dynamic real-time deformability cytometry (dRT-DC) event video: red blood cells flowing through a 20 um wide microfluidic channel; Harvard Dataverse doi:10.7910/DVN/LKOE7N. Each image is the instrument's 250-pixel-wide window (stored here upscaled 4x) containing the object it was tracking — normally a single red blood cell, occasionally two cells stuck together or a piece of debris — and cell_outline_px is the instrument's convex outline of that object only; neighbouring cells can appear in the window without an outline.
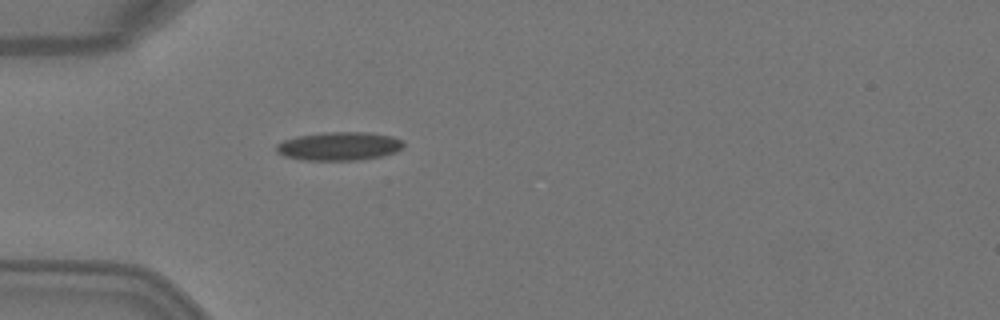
{"species": "Egyptian fruit bat (a non-hibernating species)", "species_latin": "Rousettus aegyptiacus", "temperature_condition": "warm", "stored_images_in_passage": 1, "camera_frame_rate_fps": 3000, "um_per_image_px": 0.085, "animal": {"sex": "female"}, "frame": {"image": 1, "passage_image": 1, "time_ms": 0.0, "image_size_px": [1000, 320], "cell_outline_px": [[404, 148], [396, 152], [380, 156], [360, 160], [300, 160], [284, 156], [276, 152], [276, 144], [284, 140], [296, 136], [324, 132], [368, 132], [392, 136], [404, 140]], "centroid_in_image_um": [28.84, 12.42], "position_along_channel_um": 56.2, "area_um2": 21.39}}